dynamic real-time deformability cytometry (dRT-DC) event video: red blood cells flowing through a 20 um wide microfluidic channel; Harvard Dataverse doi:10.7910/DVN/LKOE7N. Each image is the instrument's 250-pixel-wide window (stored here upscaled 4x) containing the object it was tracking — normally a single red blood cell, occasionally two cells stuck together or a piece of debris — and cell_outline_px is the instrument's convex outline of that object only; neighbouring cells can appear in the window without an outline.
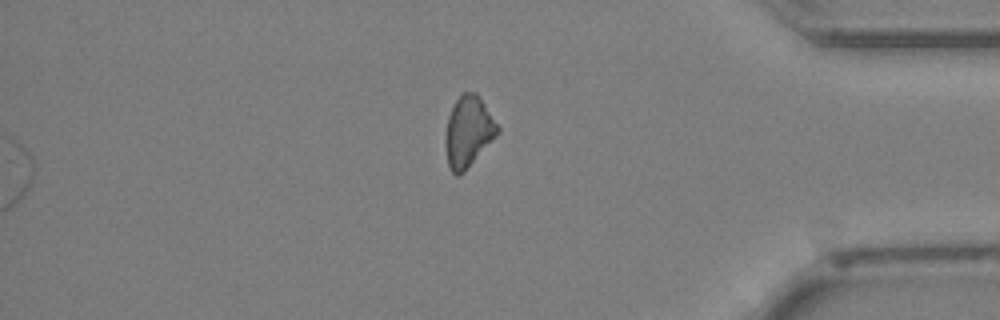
{"species": "Egyptian fruit bat (a non-hibernating species)", "species_latin": "Rousettus aegyptiacus", "temperature_condition": "cold", "stored_images_in_passage": 39, "segment_of_instrument_passage": [2, 2], "camera_frame_rate_fps": 3000, "um_per_image_px": 0.085, "animal": {"sex": "female"}, "frame": {"image": 1, "passage_image": 39, "time_ms": 12.667, "image_size_px": [1000, 320], "cell_outline_px": [[500, 132], [464, 172], [460, 176], [456, 176], [452, 172], [448, 164], [444, 140], [448, 116], [456, 100], [464, 92], [476, 92], [500, 128]], "centroid_in_image_um": [39.8, 11.21], "position_along_channel_um": 395.4, "area_um2": 21.39}}